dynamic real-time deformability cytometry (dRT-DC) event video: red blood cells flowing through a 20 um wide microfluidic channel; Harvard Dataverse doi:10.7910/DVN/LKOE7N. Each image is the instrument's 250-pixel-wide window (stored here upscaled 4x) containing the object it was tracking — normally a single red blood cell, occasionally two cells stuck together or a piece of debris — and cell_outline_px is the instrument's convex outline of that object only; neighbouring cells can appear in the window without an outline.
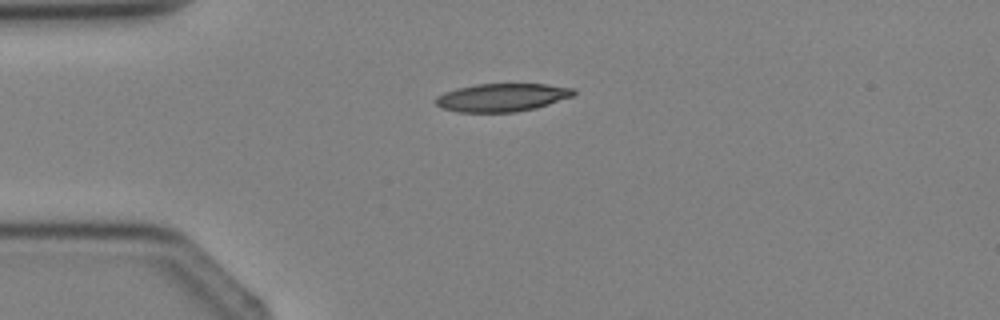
{"species": "Egyptian fruit bat (a non-hibernating species)", "species_latin": "Rousettus aegyptiacus", "temperature_condition": "cold", "stored_images_in_passage": 3, "camera_frame_rate_fps": 3000, "um_per_image_px": 0.085, "animal": {"sex": "female"}, "frame": {"image": 1, "passage_image": 3, "time_ms": 2.333, "image_size_px": [1000, 320], "cell_outline_px": [[576, 92], [572, 96], [536, 108], [516, 112], [460, 112], [440, 108], [432, 100], [436, 96], [444, 92], [456, 88], [476, 84], [548, 84], [572, 88]], "centroid_in_image_um": [42.61, 8.28], "position_along_channel_um": 42.4, "area_um2": 22.66}}